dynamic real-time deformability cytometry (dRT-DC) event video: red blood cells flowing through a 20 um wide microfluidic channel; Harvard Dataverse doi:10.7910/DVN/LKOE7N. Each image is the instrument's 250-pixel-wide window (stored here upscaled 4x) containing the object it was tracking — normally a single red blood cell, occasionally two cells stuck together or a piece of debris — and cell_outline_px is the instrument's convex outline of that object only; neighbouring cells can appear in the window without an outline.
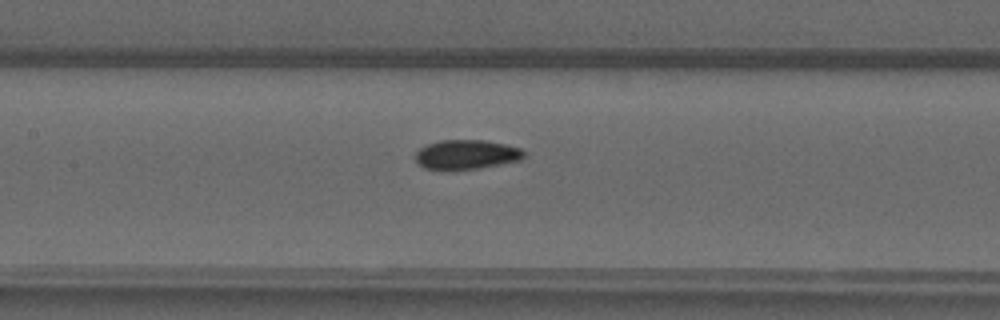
{"species": "common noctule bat (a hibernating species)", "species_latin": "Nyctalus noctula", "temperature_condition": "warm", "stored_images_in_passage": 29, "camera_frame_rate_fps": 3000, "um_per_image_px": 0.085, "animal": {"sex": "male", "forearm_length_mm": 52.5}, "frame": {"image": 1, "passage_image": 12, "time_ms": 3.667, "image_size_px": [1000, 320], "cell_outline_px": [[524, 156], [520, 160], [480, 168], [424, 168], [416, 160], [416, 152], [420, 148], [428, 144], [440, 140], [484, 140], [504, 144], [520, 148], [524, 152]], "centroid_in_image_um": [39.67, 13.11], "position_along_channel_um": 167.7, "area_um2": 18.09}}
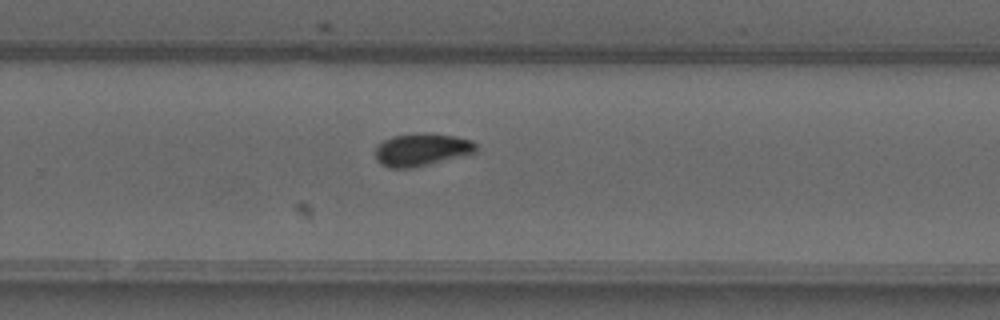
{"frame": {"image": 2, "passage_image": 21, "time_ms": 6.667, "image_size_px": [1000, 320], "cell_outline_px": [[476, 152], [412, 168], [388, 168], [380, 164], [376, 160], [376, 148], [384, 140], [392, 136], [416, 132], [428, 132], [456, 136], [472, 140], [476, 144]], "centroid_in_image_um": [35.82, 12.7], "position_along_channel_um": 294.0, "area_um2": 19.25}}
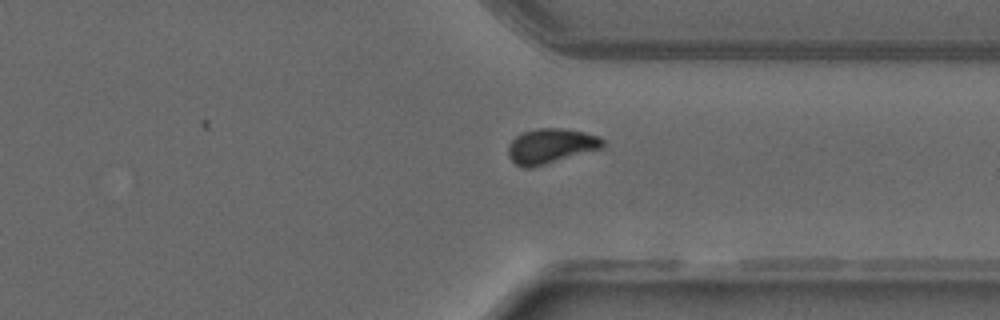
{"frame": {"image": 3, "passage_image": 26, "time_ms": 8.333, "image_size_px": [1000, 320], "cell_outline_px": [[604, 148], [532, 168], [524, 168], [516, 164], [508, 156], [508, 148], [512, 140], [516, 136], [524, 132], [540, 128], [560, 128], [584, 132], [600, 136], [604, 140]], "centroid_in_image_um": [46.85, 12.42], "position_along_channel_um": 364.6, "area_um2": 19.31}}